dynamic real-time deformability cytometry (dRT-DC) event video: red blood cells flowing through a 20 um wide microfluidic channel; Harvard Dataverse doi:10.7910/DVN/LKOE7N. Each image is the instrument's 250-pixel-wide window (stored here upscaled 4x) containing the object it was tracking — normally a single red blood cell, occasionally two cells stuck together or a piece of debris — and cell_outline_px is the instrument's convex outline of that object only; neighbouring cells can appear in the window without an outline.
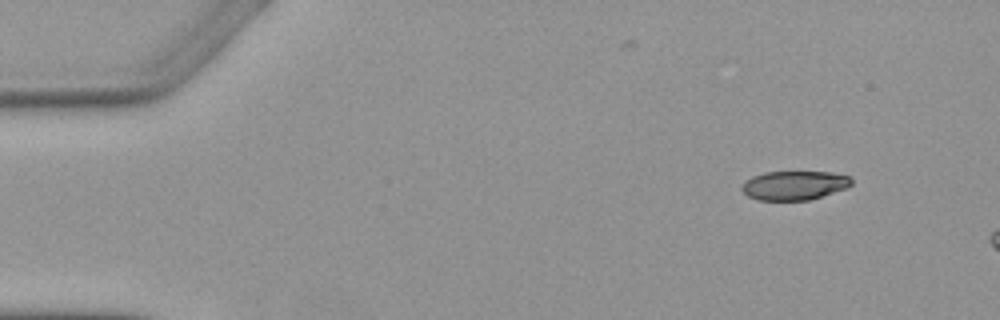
{"species": "Egyptian fruit bat (a non-hibernating species)", "species_latin": "Rousettus aegyptiacus", "temperature_condition": "warm", "stored_images_in_passage": 3, "segment_of_instrument_passage": [2, 2], "camera_frame_rate_fps": 3000, "um_per_image_px": 0.085, "animal": {"sex": "female"}, "frame": {"image": 1, "passage_image": 3, "time_ms": 3.0, "image_size_px": [1000, 320], "cell_outline_px": [[852, 184], [848, 188], [808, 200], [756, 200], [748, 196], [740, 188], [752, 176], [764, 172], [832, 172], [852, 176]], "centroid_in_image_um": [67.56, 15.75], "position_along_channel_um": 17.4, "area_um2": 18.61}}